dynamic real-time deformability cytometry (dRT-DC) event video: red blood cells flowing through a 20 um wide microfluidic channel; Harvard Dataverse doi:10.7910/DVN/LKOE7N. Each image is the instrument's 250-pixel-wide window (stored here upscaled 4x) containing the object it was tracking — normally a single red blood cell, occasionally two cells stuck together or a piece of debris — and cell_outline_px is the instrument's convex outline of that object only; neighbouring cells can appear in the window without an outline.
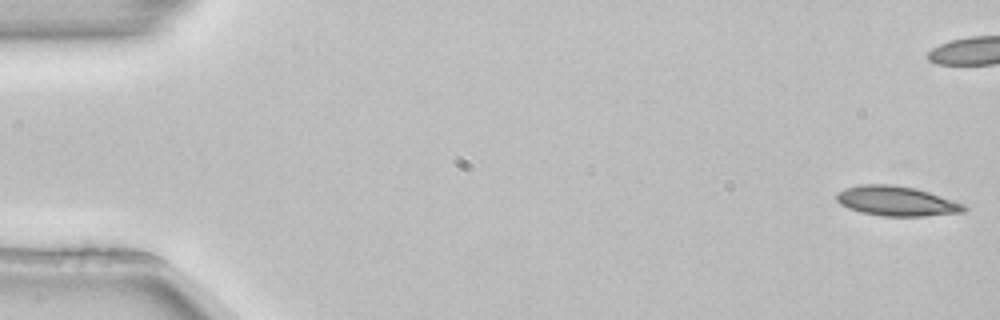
{"species": "common noctule bat (a hibernating species)", "species_latin": "Nyctalus noctula", "temperature_condition": "room temperature", "stored_images_in_passage": 5, "camera_frame_rate_fps": 3000, "um_per_image_px": 0.085, "animal": {"sex": "female", "body_mass_g": 22.7, "forearm_length_mm": 54.2}, "frame": {"image": 1, "passage_image": 1, "time_ms": 0.0, "image_size_px": [1000, 320], "cell_outline_px": [[968, 208], [964, 212], [924, 216], [880, 216], [860, 212], [848, 208], [840, 204], [836, 200], [836, 192], [844, 188], [860, 184], [892, 184], [912, 188], [928, 192], [964, 204]], "centroid_in_image_um": [76.15, 17.09], "position_along_channel_um": 8.8, "area_um2": 22.14}}
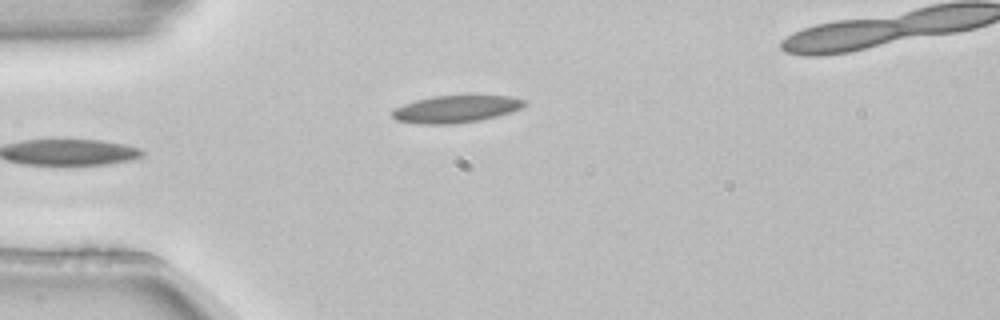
{"frame": {"image": 2, "passage_image": 5, "time_ms": 1.333, "image_size_px": [1000, 320], "cell_outline_px": [[528, 104], [520, 108], [496, 116], [480, 120], [452, 124], [420, 124], [396, 120], [392, 116], [392, 108], [416, 100], [436, 96], [512, 96], [528, 100]], "centroid_in_image_um": [38.75, 9.27], "position_along_channel_um": 46.3, "area_um2": 20.87}}